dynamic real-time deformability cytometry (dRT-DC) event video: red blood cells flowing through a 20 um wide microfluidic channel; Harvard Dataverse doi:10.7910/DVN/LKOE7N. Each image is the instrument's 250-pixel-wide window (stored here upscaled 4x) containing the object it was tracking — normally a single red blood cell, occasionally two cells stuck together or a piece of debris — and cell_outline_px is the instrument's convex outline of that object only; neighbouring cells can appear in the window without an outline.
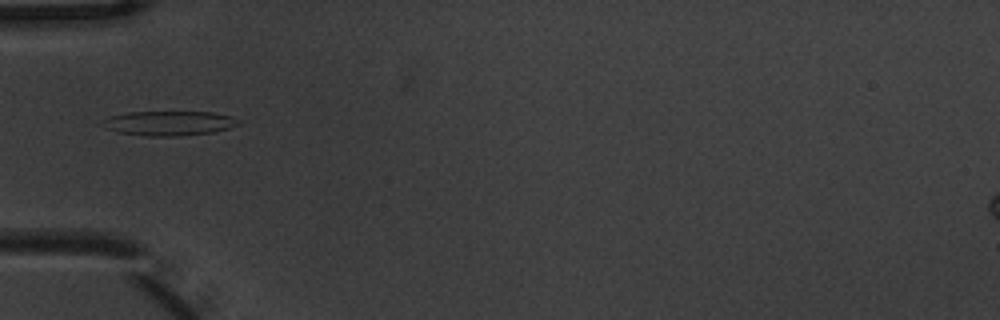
{"species": "common noctule bat (a hibernating species)", "species_latin": "Nyctalus noctula", "temperature_condition": "warm", "stored_images_in_passage": 8, "camera_frame_rate_fps": 3000, "um_per_image_px": 0.085, "animal": {"sex": "male", "body_mass_g": 20.1, "forearm_length_mm": 53.5}, "frame": {"image": 1, "passage_image": 5, "time_ms": 1.333, "image_size_px": [1000, 320], "cell_outline_px": [[240, 124], [228, 128], [212, 132], [180, 136], [148, 136], [116, 132], [104, 128], [100, 124], [104, 120], [112, 116], [128, 112], [212, 112], [232, 116], [240, 120]], "centroid_in_image_um": [14.36, 10.47], "position_along_channel_um": 70.6, "area_um2": 19.48}}
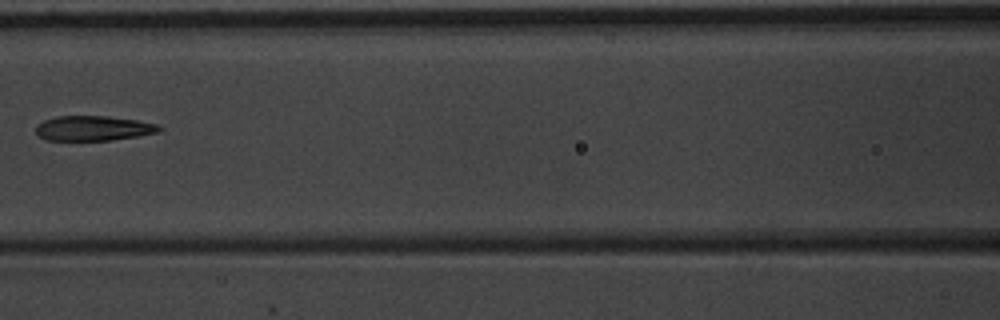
{"frame": {"image": 2, "passage_image": 7, "time_ms": 2.0, "image_size_px": [1000, 320], "cell_outline_px": [[164, 128], [160, 132], [140, 136], [112, 140], [48, 140], [40, 136], [36, 132], [36, 124], [44, 120], [56, 116], [108, 116], [136, 120], [156, 124]], "centroid_in_image_um": [7.96, 10.9], "position_along_channel_um": 158.6, "area_um2": 17.98}}
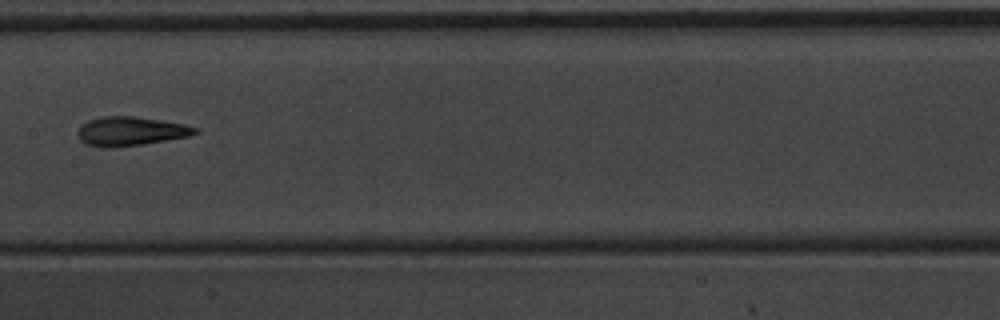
{"frame": {"image": 3, "passage_image": 8, "time_ms": 2.333, "image_size_px": [1000, 320], "cell_outline_px": [[200, 132], [188, 136], [140, 144], [112, 148], [104, 148], [88, 144], [80, 140], [76, 132], [80, 124], [88, 120], [104, 116], [132, 116], [160, 120], [184, 124], [196, 128]], "centroid_in_image_um": [11.04, 11.15], "position_along_channel_um": 196.4, "area_um2": 19.71}}